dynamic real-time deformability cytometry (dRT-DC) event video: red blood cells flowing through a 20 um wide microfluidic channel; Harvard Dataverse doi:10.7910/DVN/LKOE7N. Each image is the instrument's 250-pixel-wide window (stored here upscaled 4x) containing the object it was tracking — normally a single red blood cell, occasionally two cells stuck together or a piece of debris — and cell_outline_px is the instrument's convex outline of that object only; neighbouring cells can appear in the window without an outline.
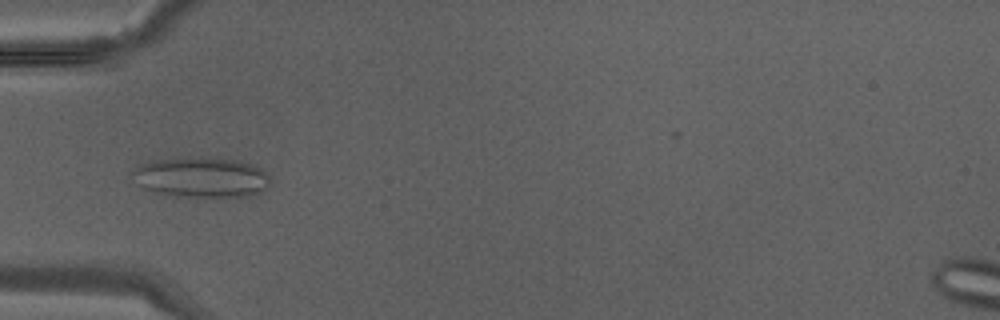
{"species": "Egyptian fruit bat (a non-hibernating species)", "species_latin": "Rousettus aegyptiacus", "temperature_condition": "warm", "stored_images_in_passage": 5, "camera_frame_rate_fps": 3000, "um_per_image_px": 0.085, "animal": {"sex": "male"}, "frame": {"image": 1, "passage_image": 3, "time_ms": 0.667, "image_size_px": [1000, 320], "cell_outline_px": [[268, 184], [260, 192], [248, 196], [164, 196], [144, 188], [140, 184], [132, 172], [140, 164], [156, 160], [200, 156], [240, 160], [252, 164], [260, 168], [268, 176]], "centroid_in_image_um": [17.11, 15.06], "position_along_channel_um": 67.9, "area_um2": 32.14}}